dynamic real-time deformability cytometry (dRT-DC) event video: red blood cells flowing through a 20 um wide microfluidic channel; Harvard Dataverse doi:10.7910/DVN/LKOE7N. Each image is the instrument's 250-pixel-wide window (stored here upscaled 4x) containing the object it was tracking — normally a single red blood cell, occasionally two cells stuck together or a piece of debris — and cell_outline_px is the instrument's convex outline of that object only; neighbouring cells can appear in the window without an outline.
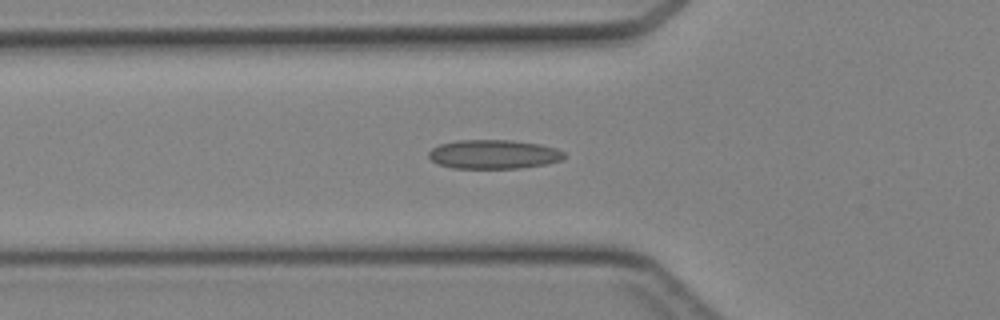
{"species": "Egyptian fruit bat (a non-hibernating species)", "species_latin": "Rousettus aegyptiacus", "temperature_condition": "cold", "stored_images_in_passage": 37, "camera_frame_rate_fps": 3000, "um_per_image_px": 0.085, "animal": {"sex": "female"}, "frame": {"image": 1, "passage_image": 12, "time_ms": 3.667, "image_size_px": [1000, 320], "cell_outline_px": [[564, 160], [548, 164], [520, 168], [452, 168], [436, 164], [428, 156], [428, 152], [432, 148], [440, 144], [456, 140], [512, 140], [540, 144], [556, 148], [564, 152]], "centroid_in_image_um": [41.97, 13.12], "position_along_channel_um": 83.8, "area_um2": 23.18}}
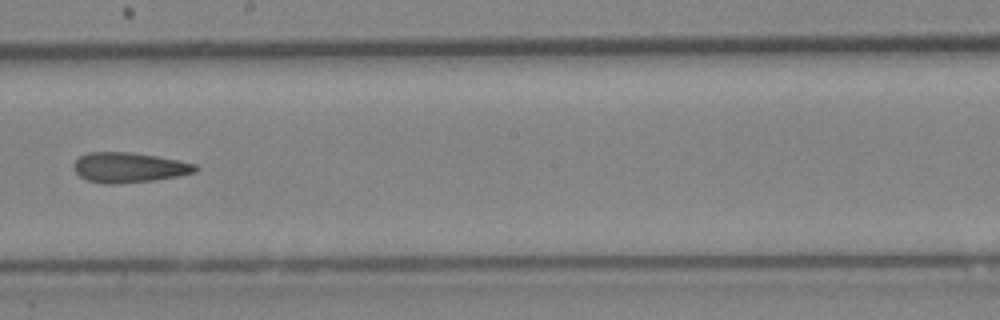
{"frame": {"image": 2, "passage_image": 22, "time_ms": 7.0, "image_size_px": [1000, 320], "cell_outline_px": [[200, 168], [196, 172], [156, 180], [120, 184], [104, 184], [88, 180], [80, 176], [72, 168], [72, 164], [80, 156], [88, 152], [132, 152], [156, 156], [196, 164]], "centroid_in_image_um": [10.95, 14.24], "position_along_channel_um": 237.3, "area_um2": 21.44}}
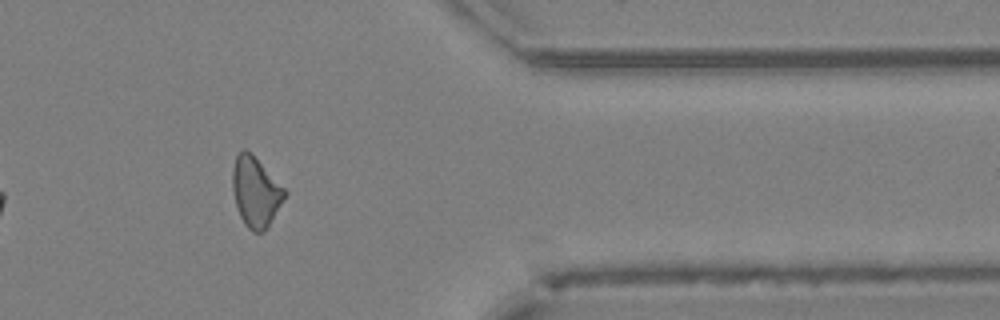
{"frame": {"image": 3, "passage_image": 33, "time_ms": 10.667, "image_size_px": [1000, 320], "cell_outline_px": [[288, 192], [284, 200], [264, 232], [252, 232], [244, 224], [240, 216], [236, 204], [232, 188], [232, 172], [236, 156], [244, 148], [252, 152]], "centroid_in_image_um": [21.73, 16.29], "position_along_channel_um": 389.7, "area_um2": 21.33}}